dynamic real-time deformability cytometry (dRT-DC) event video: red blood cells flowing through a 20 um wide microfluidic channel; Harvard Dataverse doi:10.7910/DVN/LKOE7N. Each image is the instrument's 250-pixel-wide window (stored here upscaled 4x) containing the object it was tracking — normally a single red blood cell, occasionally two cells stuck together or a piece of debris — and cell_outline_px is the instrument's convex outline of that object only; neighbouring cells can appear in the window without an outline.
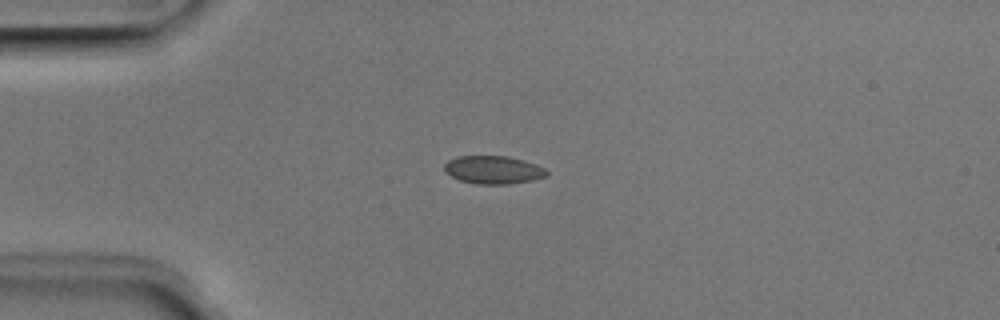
{"species": "Egyptian fruit bat (a non-hibernating species)", "species_latin": "Rousettus aegyptiacus", "temperature_condition": "room temperature", "stored_images_in_passage": 39, "camera_frame_rate_fps": 3000, "um_per_image_px": 0.085, "animal": {"sex": "male"}, "frame": {"image": 1, "passage_image": 1, "time_ms": 0.0, "image_size_px": [1000, 320], "cell_outline_px": [[548, 176], [532, 180], [508, 184], [476, 184], [460, 180], [444, 172], [444, 164], [448, 160], [456, 156], [508, 156], [524, 160], [536, 164], [544, 168], [548, 172]], "centroid_in_image_um": [41.92, 14.43], "position_along_channel_um": 43.1, "area_um2": 16.82}}
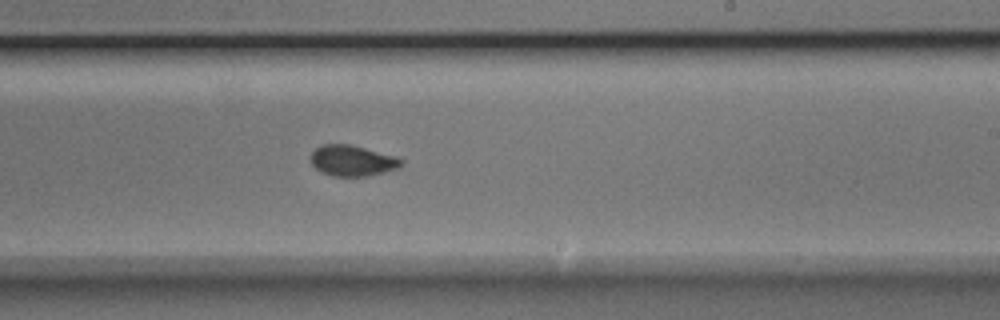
{"frame": {"image": 2, "passage_image": 19, "time_ms": 6.0, "image_size_px": [1000, 320], "cell_outline_px": [[404, 164], [400, 168], [368, 176], [332, 176], [320, 172], [312, 164], [312, 152], [320, 144], [348, 144], [396, 156], [404, 160]], "centroid_in_image_um": [29.98, 13.66], "position_along_channel_um": 259.0, "area_um2": 16.3}}
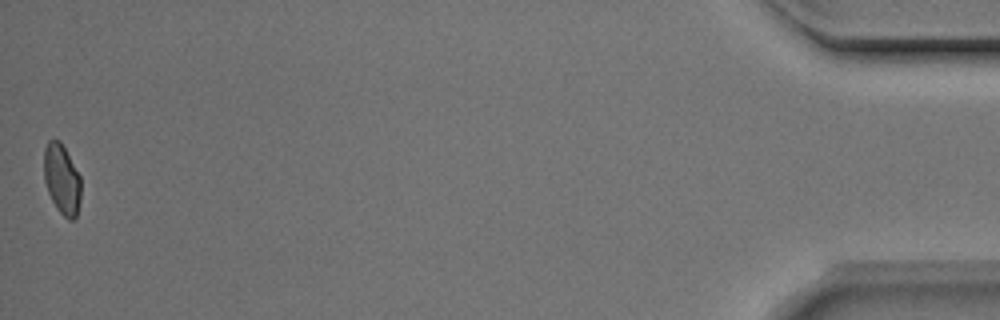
{"frame": {"image": 3, "passage_image": 39, "time_ms": 12.667, "image_size_px": [1000, 320], "cell_outline_px": [[80, 200], [76, 216], [72, 220], [68, 220], [56, 208], [48, 192], [44, 180], [44, 148], [48, 140], [60, 140], [80, 176]], "centroid_in_image_um": [5.24, 15.23], "position_along_channel_um": 430.0, "area_um2": 15.03}, "authors_computed_cell_mechanics": {"area_um2": 16.2996, "velocity_mm_per_s": 3.9773, "shape_relaxation_time_tau1_ms": 5.5311, "shape_relaxation_time_tau2_ms": null, "deformation_change_tau1": 0.1054, "deformation_change_tau2": null}}